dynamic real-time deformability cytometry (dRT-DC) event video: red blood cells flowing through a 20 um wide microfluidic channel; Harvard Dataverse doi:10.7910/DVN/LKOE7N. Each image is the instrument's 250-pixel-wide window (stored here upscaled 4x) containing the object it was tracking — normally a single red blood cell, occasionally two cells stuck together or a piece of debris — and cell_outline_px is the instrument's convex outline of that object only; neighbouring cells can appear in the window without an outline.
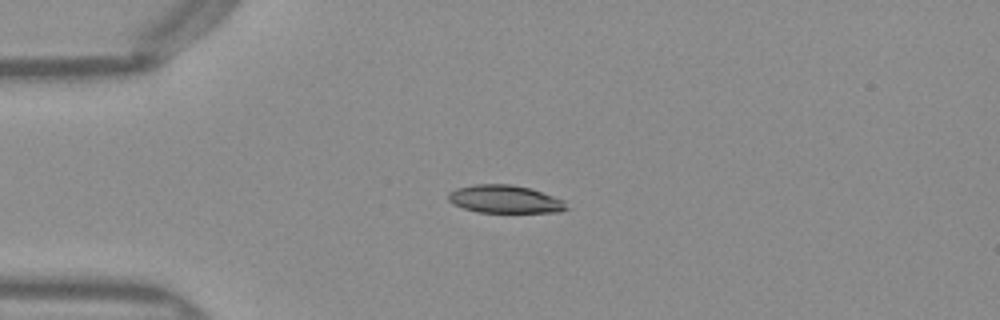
{"species": "Egyptian fruit bat (a non-hibernating species)", "species_latin": "Rousettus aegyptiacus", "temperature_condition": "warm", "stored_images_in_passage": 39, "camera_frame_rate_fps": 3000, "um_per_image_px": 0.085, "frame": {"image": 1, "passage_image": 1, "time_ms": 0.0, "image_size_px": [1000, 320], "cell_outline_px": [[568, 208], [560, 212], [476, 212], [452, 204], [448, 200], [448, 192], [456, 188], [476, 184], [512, 184], [532, 188], [564, 200]], "centroid_in_image_um": [42.91, 16.92], "position_along_channel_um": 42.1, "area_um2": 19.36}}
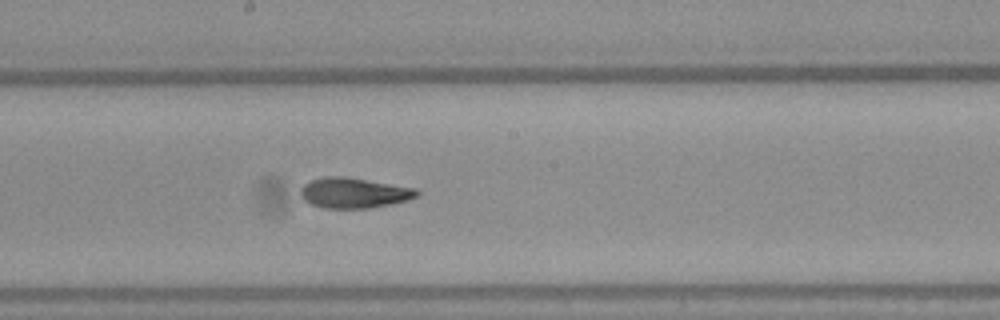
{"frame": {"image": 2, "passage_image": 16, "time_ms": 5.0, "image_size_px": [1000, 320], "cell_outline_px": [[420, 192], [416, 196], [408, 200], [392, 204], [368, 208], [324, 208], [312, 204], [304, 200], [300, 192], [300, 188], [304, 184], [312, 180], [328, 176], [344, 176], [416, 188]], "centroid_in_image_um": [30.09, 16.39], "position_along_channel_um": 218.1, "area_um2": 20.46}}
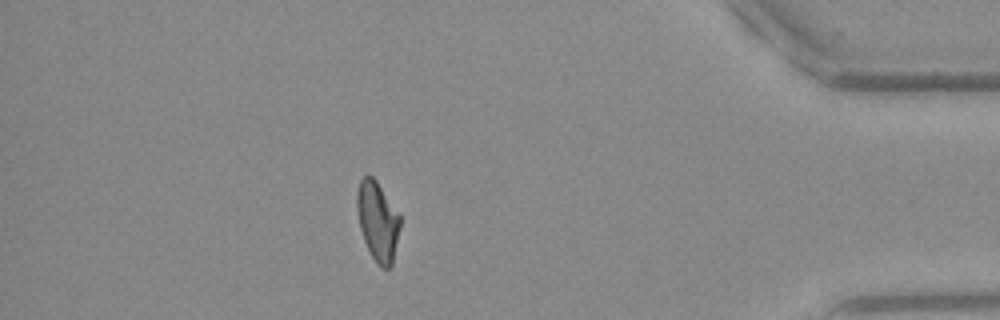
{"frame": {"image": 3, "passage_image": 33, "time_ms": 10.667, "image_size_px": [1000, 320], "cell_outline_px": [[400, 228], [392, 264], [388, 268], [380, 268], [372, 256], [364, 240], [360, 228], [356, 208], [356, 192], [360, 180], [364, 176], [372, 176], [376, 180], [400, 216]], "centroid_in_image_um": [32.09, 18.8], "position_along_channel_um": 403.1, "area_um2": 19.77}, "authors_computed_cell_mechanics": {"area_um2": 20.0566, "velocity_mm_per_s": 4.0192, "shape_relaxation_time_tau1_ms": 4.9482, "shape_relaxation_time_tau2_ms": 1.6015, "deformation_change_tau1": 0.1756, "deformation_change_tau2": 0.0821}}